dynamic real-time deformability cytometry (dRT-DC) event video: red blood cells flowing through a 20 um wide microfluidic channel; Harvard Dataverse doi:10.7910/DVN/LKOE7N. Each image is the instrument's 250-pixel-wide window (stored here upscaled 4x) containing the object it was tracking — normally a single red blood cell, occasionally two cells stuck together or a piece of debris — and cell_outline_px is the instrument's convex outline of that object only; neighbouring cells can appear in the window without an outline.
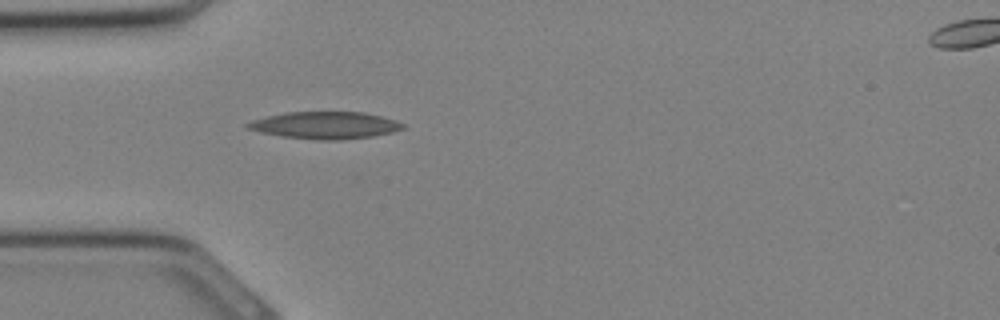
{"species": "Egyptian fruit bat (a non-hibernating species)", "species_latin": "Rousettus aegyptiacus", "temperature_condition": "cold", "stored_images_in_passage": 24, "camera_frame_rate_fps": 3000, "um_per_image_px": 0.085, "animal": {"sex": "female"}, "frame": {"image": 1, "passage_image": 1, "time_ms": 0.0, "image_size_px": [1000, 320], "cell_outline_px": [[404, 128], [392, 132], [372, 136], [340, 140], [316, 140], [284, 136], [260, 132], [244, 128], [244, 124], [252, 120], [284, 112], [364, 112], [396, 120], [404, 124]], "centroid_in_image_um": [27.61, 10.64], "position_along_channel_um": 57.4, "area_um2": 24.51}}
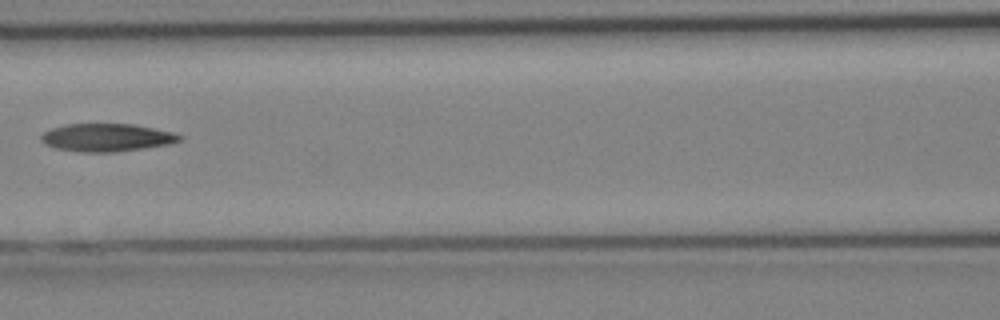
{"frame": {"image": 2, "passage_image": 6, "time_ms": 1.667, "image_size_px": [1000, 320], "cell_outline_px": [[184, 136], [180, 140], [168, 144], [144, 148], [116, 152], [80, 152], [56, 148], [44, 144], [40, 140], [40, 136], [44, 132], [52, 128], [68, 124], [132, 124], [172, 132]], "centroid_in_image_um": [9.04, 11.69], "position_along_channel_um": 157.6, "area_um2": 22.37}}
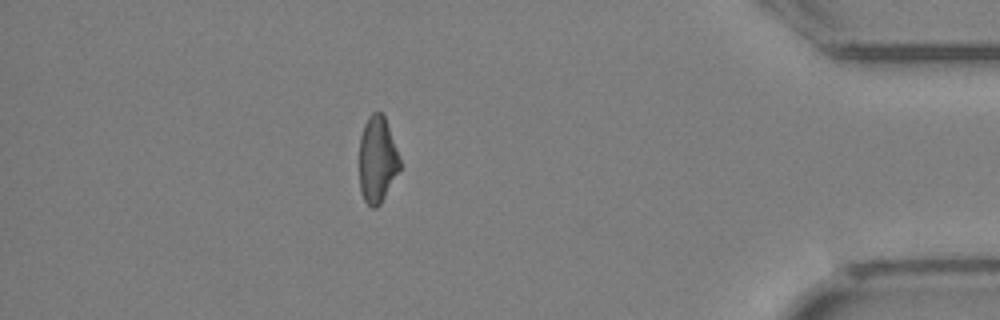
{"frame": {"image": 3, "passage_image": 20, "time_ms": 6.333, "image_size_px": [1000, 320], "cell_outline_px": [[400, 168], [380, 204], [376, 208], [372, 208], [364, 200], [360, 192], [360, 136], [364, 124], [368, 116], [372, 112], [380, 112], [384, 116], [400, 160]], "centroid_in_image_um": [32.04, 13.57], "position_along_channel_um": 403.2, "area_um2": 20.06}}